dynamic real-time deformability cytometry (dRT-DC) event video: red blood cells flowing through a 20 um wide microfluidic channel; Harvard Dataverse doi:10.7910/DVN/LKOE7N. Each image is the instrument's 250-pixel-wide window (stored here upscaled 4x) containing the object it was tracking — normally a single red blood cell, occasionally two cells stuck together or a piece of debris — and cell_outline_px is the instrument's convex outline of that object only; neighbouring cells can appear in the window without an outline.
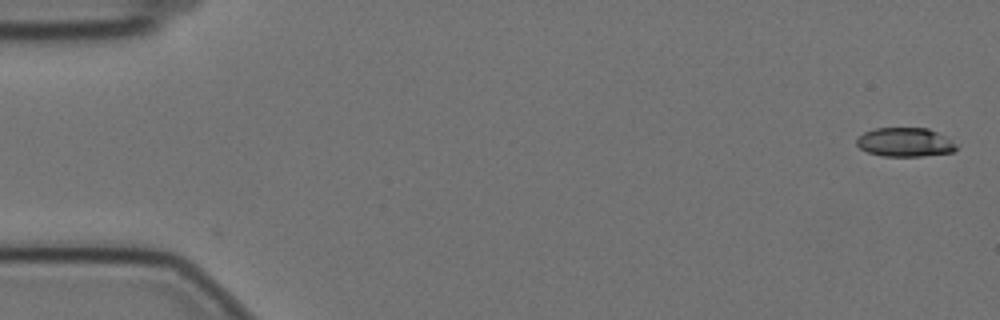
{"species": "Egyptian fruit bat (a non-hibernating species)", "species_latin": "Rousettus aegyptiacus", "temperature_condition": "cold", "stored_images_in_passage": 58, "camera_frame_rate_fps": 3000, "um_per_image_px": 0.085, "animal": {"sex": "female"}, "frame": {"image": 1, "passage_image": 1, "time_ms": 0.0, "image_size_px": [1000, 320], "cell_outline_px": [[956, 148], [952, 152], [920, 156], [884, 156], [868, 152], [860, 148], [856, 144], [856, 140], [864, 132], [876, 128], [928, 128], [944, 136]], "centroid_in_image_um": [76.86, 12.08], "position_along_channel_um": 8.1, "area_um2": 16.42}}
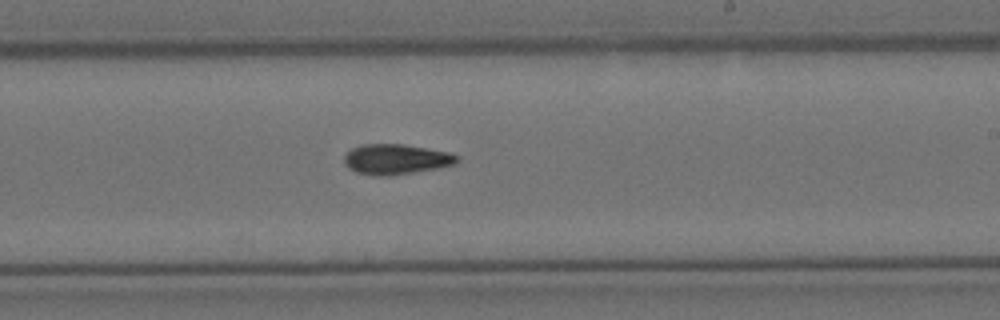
{"frame": {"image": 2, "passage_image": 34, "time_ms": 11.0, "image_size_px": [1000, 320], "cell_outline_px": [[460, 160], [456, 164], [440, 168], [388, 176], [376, 176], [356, 172], [348, 168], [344, 164], [344, 156], [352, 148], [364, 144], [404, 144], [448, 152], [460, 156]], "centroid_in_image_um": [33.68, 13.54], "position_along_channel_um": 255.3, "area_um2": 20.06}}
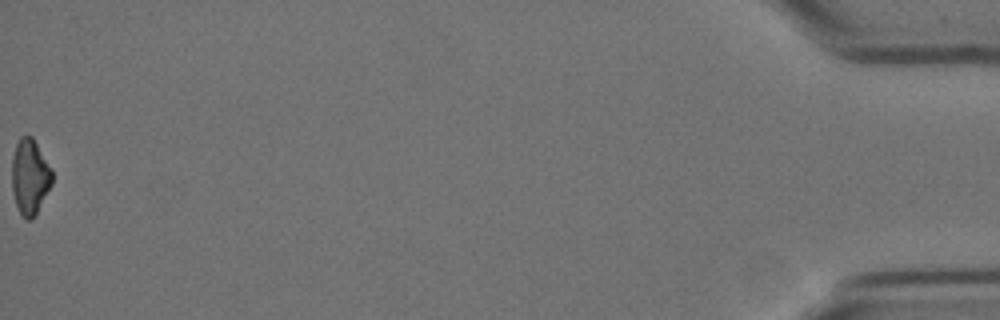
{"frame": {"image": 3, "passage_image": 58, "time_ms": 19.0, "image_size_px": [1000, 320], "cell_outline_px": [[52, 184], [36, 212], [28, 220], [20, 216], [12, 192], [12, 156], [16, 144], [20, 136], [32, 136], [52, 172]], "centroid_in_image_um": [2.5, 15.02], "position_along_channel_um": 432.7, "area_um2": 17.34}, "authors_computed_cell_mechanics": {"area_um2": 18.785, "velocity_mm_per_s": 3.4921, "shape_relaxation_time_tau1_ms": 4.5539, "shape_relaxation_time_tau2_ms": null, "deformation_change_tau1": 0.1371, "deformation_change_tau2": null}}